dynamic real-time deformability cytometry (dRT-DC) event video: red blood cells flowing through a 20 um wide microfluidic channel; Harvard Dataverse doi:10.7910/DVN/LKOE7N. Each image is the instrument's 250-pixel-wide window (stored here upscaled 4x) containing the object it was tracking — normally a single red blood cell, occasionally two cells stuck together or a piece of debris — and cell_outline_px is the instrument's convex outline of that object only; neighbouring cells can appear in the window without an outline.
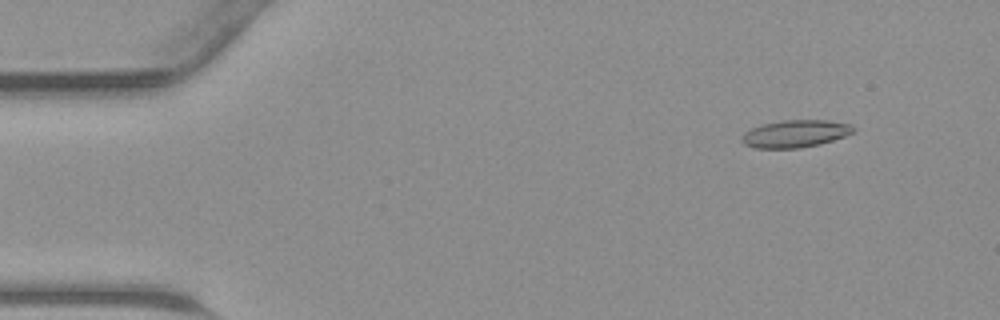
{"species": "common noctule bat (a hibernating species)", "species_latin": "Nyctalus noctula", "temperature_condition": "warm", "stored_images_in_passage": 45, "camera_frame_rate_fps": 3000, "um_per_image_px": 0.085, "animal": {"sex": "male", "body_mass_g": 23.1, "forearm_length_mm": 52.7}, "frame": {"image": 1, "passage_image": 5, "time_ms": 1.333, "image_size_px": [1000, 320], "cell_outline_px": [[856, 128], [852, 132], [844, 136], [820, 144], [800, 148], [756, 148], [744, 144], [740, 140], [744, 132], [760, 124], [780, 120], [828, 120], [852, 124]], "centroid_in_image_um": [67.58, 11.35], "position_along_channel_um": 17.4, "area_um2": 17.92}}
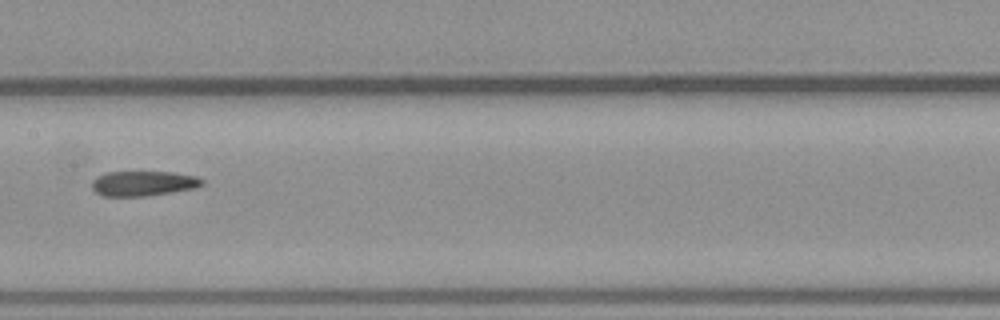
{"frame": {"image": 2, "passage_image": 23, "time_ms": 7.333, "image_size_px": [1000, 320], "cell_outline_px": [[204, 184], [196, 188], [148, 196], [104, 196], [96, 192], [92, 188], [92, 180], [96, 176], [108, 172], [172, 172], [196, 176], [204, 180]], "centroid_in_image_um": [12.19, 15.59], "position_along_channel_um": 195.2, "area_um2": 16.13}}
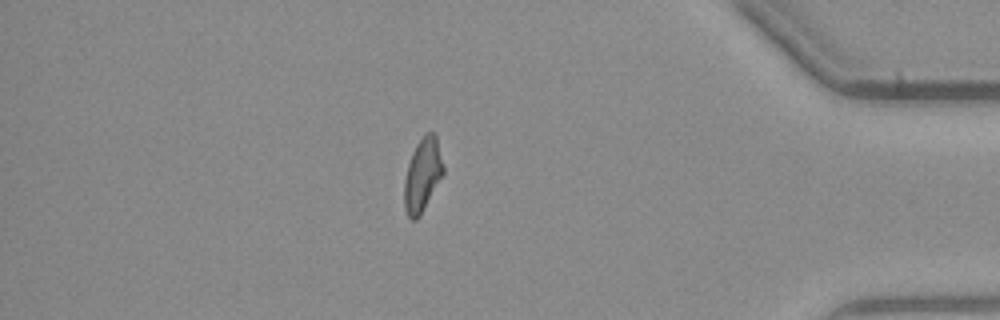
{"frame": {"image": 3, "passage_image": 39, "time_ms": 12.667, "image_size_px": [1000, 320], "cell_outline_px": [[444, 172], [420, 216], [416, 220], [412, 220], [408, 216], [404, 208], [404, 180], [408, 164], [412, 152], [416, 144], [428, 132], [432, 132], [436, 136], [444, 168]], "centroid_in_image_um": [35.9, 14.89], "position_along_channel_um": 399.3, "area_um2": 16.47}}